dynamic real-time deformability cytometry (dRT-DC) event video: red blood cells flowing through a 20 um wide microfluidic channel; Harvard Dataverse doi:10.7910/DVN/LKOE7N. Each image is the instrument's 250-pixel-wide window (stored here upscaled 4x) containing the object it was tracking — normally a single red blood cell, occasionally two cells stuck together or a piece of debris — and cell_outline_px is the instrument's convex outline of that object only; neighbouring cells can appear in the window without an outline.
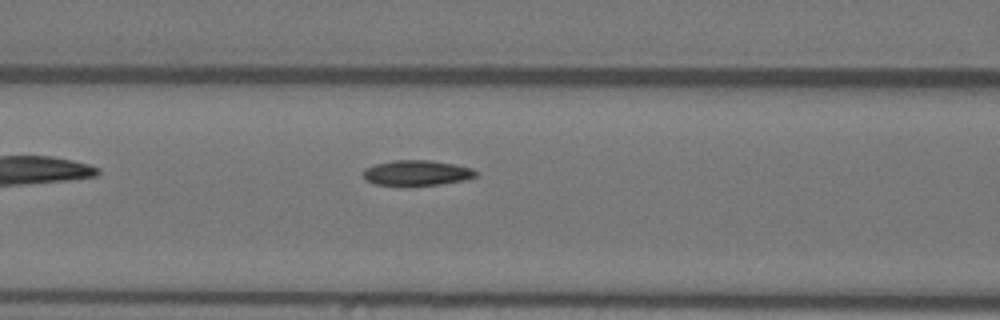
{"species": "Egyptian fruit bat (a non-hibernating species)", "species_latin": "Rousettus aegyptiacus", "temperature_condition": "warm", "stored_images_in_passage": 32, "camera_frame_rate_fps": 3000, "um_per_image_px": 0.085, "animal": {"sex": "female"}, "frame": {"image": 1, "passage_image": 6, "time_ms": 1.667, "image_size_px": [1000, 320], "cell_outline_px": [[476, 176], [464, 180], [440, 184], [376, 184], [368, 180], [364, 176], [364, 168], [376, 164], [392, 160], [428, 160], [452, 164], [472, 168], [476, 172]], "centroid_in_image_um": [35.44, 14.67], "position_along_channel_um": 131.2, "area_um2": 16.01}}
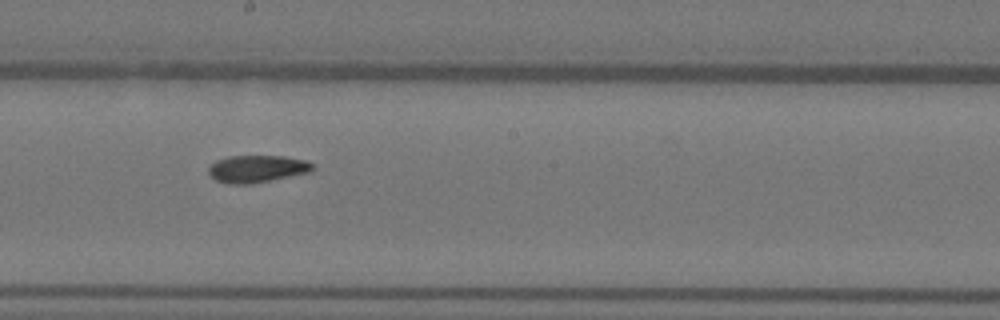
{"frame": {"image": 2, "passage_image": 14, "time_ms": 4.333, "image_size_px": [1000, 320], "cell_outline_px": [[316, 164], [308, 172], [248, 184], [228, 184], [216, 180], [208, 172], [208, 168], [216, 160], [228, 156], [284, 156], [304, 160]], "centroid_in_image_um": [21.81, 14.33], "position_along_channel_um": 226.4, "area_um2": 16.24}}
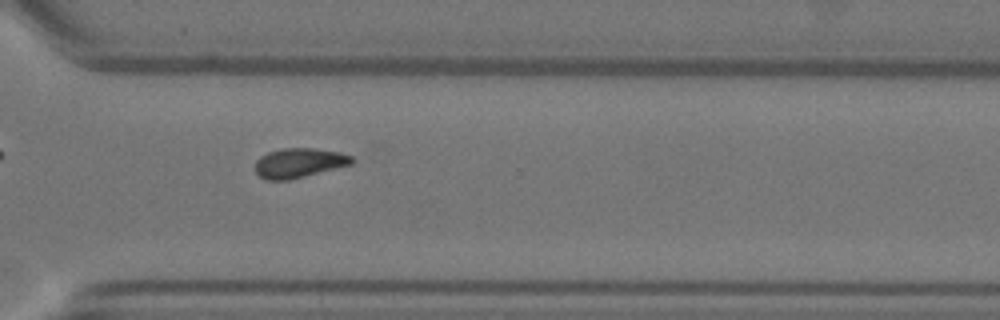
{"frame": {"image": 3, "passage_image": 24, "time_ms": 7.667, "image_size_px": [1000, 320], "cell_outline_px": [[356, 160], [352, 164], [288, 180], [268, 180], [260, 176], [256, 172], [256, 160], [260, 156], [268, 152], [280, 148], [312, 148], [340, 152], [352, 156]], "centroid_in_image_um": [25.43, 13.83], "position_along_channel_um": 345.2, "area_um2": 16.59}, "authors_computed_cell_mechanics": {"area_um2": 16.6753, "velocity_mm_per_s": 3.5796, "shape_relaxation_time_tau1_ms": 8.4178, "shape_relaxation_time_tau2_ms": 4.68, "deformation_change_tau1": 0.1742, "deformation_change_tau2": 0.0861}}